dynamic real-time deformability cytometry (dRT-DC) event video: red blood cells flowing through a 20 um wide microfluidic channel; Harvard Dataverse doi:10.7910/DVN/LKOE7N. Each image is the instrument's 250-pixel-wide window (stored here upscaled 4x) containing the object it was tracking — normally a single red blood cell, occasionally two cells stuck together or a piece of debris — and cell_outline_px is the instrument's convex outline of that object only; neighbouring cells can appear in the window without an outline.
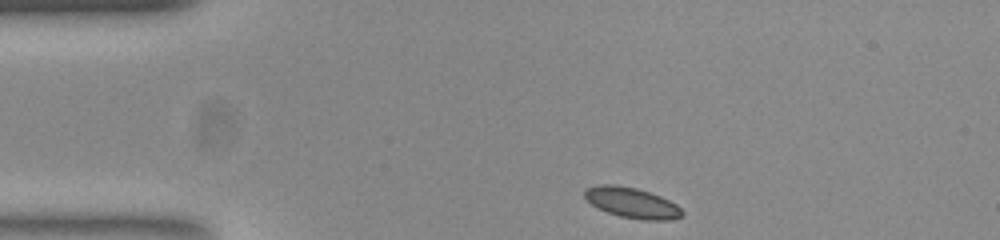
{"species": "common noctule bat (a hibernating species)", "species_latin": "Nyctalus noctula", "temperature_condition": "room temperature", "stored_images_in_passage": 45, "camera_frame_rate_fps": 3000, "um_per_image_px": 0.085, "animal": {"sex": "female", "body_mass_g": 23.0, "forearm_length_mm": 53.4}, "frame": {"image": 1, "passage_image": 1, "time_ms": 0.0, "image_size_px": [1000, 240], "cell_outline_px": [[684, 212], [680, 216], [672, 220], [644, 220], [620, 216], [608, 212], [592, 204], [584, 196], [584, 188], [600, 184], [616, 184], [636, 188], [660, 196], [676, 204]], "centroid_in_image_um": [53.7, 17.22], "position_along_channel_um": 31.3, "area_um2": 17.17}}
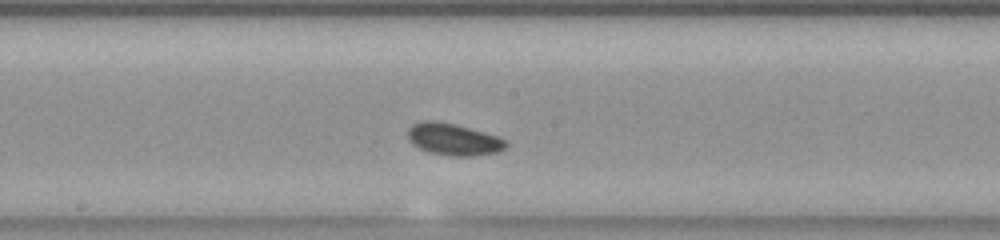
{"frame": {"image": 2, "passage_image": 19, "time_ms": 6.0, "image_size_px": [1000, 240], "cell_outline_px": [[508, 144], [500, 152], [472, 156], [452, 156], [428, 152], [412, 144], [408, 140], [408, 128], [412, 124], [424, 120], [436, 120], [456, 124], [496, 136], [504, 140]], "centroid_in_image_um": [38.51, 11.84], "position_along_channel_um": 209.7, "area_um2": 18.26}}
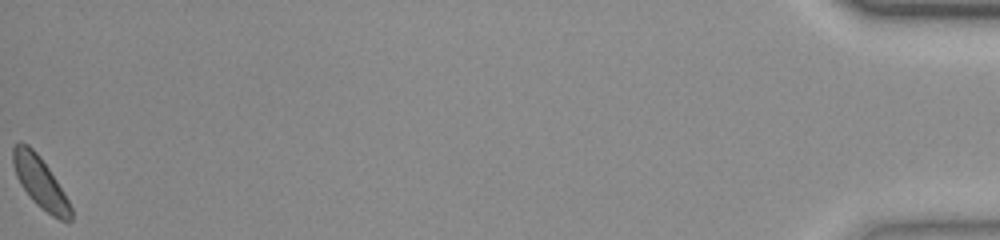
{"frame": {"image": 3, "passage_image": 45, "time_ms": 14.667, "image_size_px": [1000, 240], "cell_outline_px": [[72, 220], [60, 220], [52, 216], [40, 208], [32, 200], [20, 184], [16, 176], [12, 164], [12, 148], [16, 144], [28, 144], [40, 156], [64, 192], [72, 208]], "centroid_in_image_um": [3.4, 15.52], "position_along_channel_um": 431.8, "area_um2": 17.17}}